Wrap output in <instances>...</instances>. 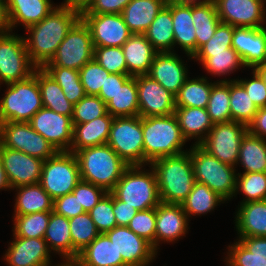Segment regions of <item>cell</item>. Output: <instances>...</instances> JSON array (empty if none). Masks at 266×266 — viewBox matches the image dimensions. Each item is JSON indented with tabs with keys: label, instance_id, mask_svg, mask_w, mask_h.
Returning a JSON list of instances; mask_svg holds the SVG:
<instances>
[{
	"label": "cell",
	"instance_id": "1",
	"mask_svg": "<svg viewBox=\"0 0 266 266\" xmlns=\"http://www.w3.org/2000/svg\"><path fill=\"white\" fill-rule=\"evenodd\" d=\"M81 18L80 7L61 3L39 23L26 29V50L37 68H43L54 57L69 30Z\"/></svg>",
	"mask_w": 266,
	"mask_h": 266
},
{
	"label": "cell",
	"instance_id": "2",
	"mask_svg": "<svg viewBox=\"0 0 266 266\" xmlns=\"http://www.w3.org/2000/svg\"><path fill=\"white\" fill-rule=\"evenodd\" d=\"M149 165L156 175L161 202L181 204L196 182L190 153L158 158Z\"/></svg>",
	"mask_w": 266,
	"mask_h": 266
},
{
	"label": "cell",
	"instance_id": "3",
	"mask_svg": "<svg viewBox=\"0 0 266 266\" xmlns=\"http://www.w3.org/2000/svg\"><path fill=\"white\" fill-rule=\"evenodd\" d=\"M82 181L111 192L129 166L108 145L86 147L74 153Z\"/></svg>",
	"mask_w": 266,
	"mask_h": 266
},
{
	"label": "cell",
	"instance_id": "4",
	"mask_svg": "<svg viewBox=\"0 0 266 266\" xmlns=\"http://www.w3.org/2000/svg\"><path fill=\"white\" fill-rule=\"evenodd\" d=\"M144 166L155 159L176 156L183 150L187 140L183 137L174 114L157 117H142Z\"/></svg>",
	"mask_w": 266,
	"mask_h": 266
},
{
	"label": "cell",
	"instance_id": "5",
	"mask_svg": "<svg viewBox=\"0 0 266 266\" xmlns=\"http://www.w3.org/2000/svg\"><path fill=\"white\" fill-rule=\"evenodd\" d=\"M142 165L128 166L111 193L137 211L155 208L161 203L154 170Z\"/></svg>",
	"mask_w": 266,
	"mask_h": 266
},
{
	"label": "cell",
	"instance_id": "6",
	"mask_svg": "<svg viewBox=\"0 0 266 266\" xmlns=\"http://www.w3.org/2000/svg\"><path fill=\"white\" fill-rule=\"evenodd\" d=\"M191 147L188 152L190 153L195 180L206 184L225 201L233 198L237 179L235 167L222 163L200 145L193 144Z\"/></svg>",
	"mask_w": 266,
	"mask_h": 266
},
{
	"label": "cell",
	"instance_id": "7",
	"mask_svg": "<svg viewBox=\"0 0 266 266\" xmlns=\"http://www.w3.org/2000/svg\"><path fill=\"white\" fill-rule=\"evenodd\" d=\"M6 85V93L0 100V123L28 122L43 107L36 76L32 74Z\"/></svg>",
	"mask_w": 266,
	"mask_h": 266
},
{
	"label": "cell",
	"instance_id": "8",
	"mask_svg": "<svg viewBox=\"0 0 266 266\" xmlns=\"http://www.w3.org/2000/svg\"><path fill=\"white\" fill-rule=\"evenodd\" d=\"M80 180L75 154L69 151H58L53 157L44 161L39 183L54 200L72 193Z\"/></svg>",
	"mask_w": 266,
	"mask_h": 266
},
{
	"label": "cell",
	"instance_id": "9",
	"mask_svg": "<svg viewBox=\"0 0 266 266\" xmlns=\"http://www.w3.org/2000/svg\"><path fill=\"white\" fill-rule=\"evenodd\" d=\"M107 144L129 166H144L142 117H115Z\"/></svg>",
	"mask_w": 266,
	"mask_h": 266
},
{
	"label": "cell",
	"instance_id": "10",
	"mask_svg": "<svg viewBox=\"0 0 266 266\" xmlns=\"http://www.w3.org/2000/svg\"><path fill=\"white\" fill-rule=\"evenodd\" d=\"M94 58V46L88 25L80 18L60 43L54 57L45 66L80 70Z\"/></svg>",
	"mask_w": 266,
	"mask_h": 266
},
{
	"label": "cell",
	"instance_id": "11",
	"mask_svg": "<svg viewBox=\"0 0 266 266\" xmlns=\"http://www.w3.org/2000/svg\"><path fill=\"white\" fill-rule=\"evenodd\" d=\"M12 33L0 34V85L25 80L37 68L28 55L24 38Z\"/></svg>",
	"mask_w": 266,
	"mask_h": 266
},
{
	"label": "cell",
	"instance_id": "12",
	"mask_svg": "<svg viewBox=\"0 0 266 266\" xmlns=\"http://www.w3.org/2000/svg\"><path fill=\"white\" fill-rule=\"evenodd\" d=\"M0 144L3 147L21 151L43 161L53 157L58 152L28 122L0 123Z\"/></svg>",
	"mask_w": 266,
	"mask_h": 266
},
{
	"label": "cell",
	"instance_id": "13",
	"mask_svg": "<svg viewBox=\"0 0 266 266\" xmlns=\"http://www.w3.org/2000/svg\"><path fill=\"white\" fill-rule=\"evenodd\" d=\"M247 132V125L240 122L215 123L199 145L222 163L236 168L241 141Z\"/></svg>",
	"mask_w": 266,
	"mask_h": 266
},
{
	"label": "cell",
	"instance_id": "14",
	"mask_svg": "<svg viewBox=\"0 0 266 266\" xmlns=\"http://www.w3.org/2000/svg\"><path fill=\"white\" fill-rule=\"evenodd\" d=\"M57 151H69L73 141V124L69 116L42 107L28 121Z\"/></svg>",
	"mask_w": 266,
	"mask_h": 266
},
{
	"label": "cell",
	"instance_id": "15",
	"mask_svg": "<svg viewBox=\"0 0 266 266\" xmlns=\"http://www.w3.org/2000/svg\"><path fill=\"white\" fill-rule=\"evenodd\" d=\"M222 23L234 27L263 28L266 8L263 0H215Z\"/></svg>",
	"mask_w": 266,
	"mask_h": 266
},
{
	"label": "cell",
	"instance_id": "16",
	"mask_svg": "<svg viewBox=\"0 0 266 266\" xmlns=\"http://www.w3.org/2000/svg\"><path fill=\"white\" fill-rule=\"evenodd\" d=\"M140 117L167 116L175 112V96L149 75H137Z\"/></svg>",
	"mask_w": 266,
	"mask_h": 266
},
{
	"label": "cell",
	"instance_id": "17",
	"mask_svg": "<svg viewBox=\"0 0 266 266\" xmlns=\"http://www.w3.org/2000/svg\"><path fill=\"white\" fill-rule=\"evenodd\" d=\"M88 25L94 47H122L132 33L121 14H81Z\"/></svg>",
	"mask_w": 266,
	"mask_h": 266
},
{
	"label": "cell",
	"instance_id": "18",
	"mask_svg": "<svg viewBox=\"0 0 266 266\" xmlns=\"http://www.w3.org/2000/svg\"><path fill=\"white\" fill-rule=\"evenodd\" d=\"M105 234L128 266H148L157 255L148 241L127 226H116Z\"/></svg>",
	"mask_w": 266,
	"mask_h": 266
},
{
	"label": "cell",
	"instance_id": "19",
	"mask_svg": "<svg viewBox=\"0 0 266 266\" xmlns=\"http://www.w3.org/2000/svg\"><path fill=\"white\" fill-rule=\"evenodd\" d=\"M0 155L11 189L40 182L43 160L1 144Z\"/></svg>",
	"mask_w": 266,
	"mask_h": 266
},
{
	"label": "cell",
	"instance_id": "20",
	"mask_svg": "<svg viewBox=\"0 0 266 266\" xmlns=\"http://www.w3.org/2000/svg\"><path fill=\"white\" fill-rule=\"evenodd\" d=\"M14 240L4 253L9 266H51V252L44 238H23L13 234Z\"/></svg>",
	"mask_w": 266,
	"mask_h": 266
},
{
	"label": "cell",
	"instance_id": "21",
	"mask_svg": "<svg viewBox=\"0 0 266 266\" xmlns=\"http://www.w3.org/2000/svg\"><path fill=\"white\" fill-rule=\"evenodd\" d=\"M232 48L239 54L243 65L254 68L266 62V27H234Z\"/></svg>",
	"mask_w": 266,
	"mask_h": 266
},
{
	"label": "cell",
	"instance_id": "22",
	"mask_svg": "<svg viewBox=\"0 0 266 266\" xmlns=\"http://www.w3.org/2000/svg\"><path fill=\"white\" fill-rule=\"evenodd\" d=\"M189 221L181 204L161 202L156 206L155 251L160 242H174L185 236Z\"/></svg>",
	"mask_w": 266,
	"mask_h": 266
},
{
	"label": "cell",
	"instance_id": "23",
	"mask_svg": "<svg viewBox=\"0 0 266 266\" xmlns=\"http://www.w3.org/2000/svg\"><path fill=\"white\" fill-rule=\"evenodd\" d=\"M184 65L176 52L157 53L147 75L176 96L184 82L190 78Z\"/></svg>",
	"mask_w": 266,
	"mask_h": 266
},
{
	"label": "cell",
	"instance_id": "24",
	"mask_svg": "<svg viewBox=\"0 0 266 266\" xmlns=\"http://www.w3.org/2000/svg\"><path fill=\"white\" fill-rule=\"evenodd\" d=\"M122 50L130 76L148 74L158 53L144 34H132L123 44Z\"/></svg>",
	"mask_w": 266,
	"mask_h": 266
},
{
	"label": "cell",
	"instance_id": "25",
	"mask_svg": "<svg viewBox=\"0 0 266 266\" xmlns=\"http://www.w3.org/2000/svg\"><path fill=\"white\" fill-rule=\"evenodd\" d=\"M173 19L174 47L178 44L189 59L196 53V34L192 20V5L166 2Z\"/></svg>",
	"mask_w": 266,
	"mask_h": 266
},
{
	"label": "cell",
	"instance_id": "26",
	"mask_svg": "<svg viewBox=\"0 0 266 266\" xmlns=\"http://www.w3.org/2000/svg\"><path fill=\"white\" fill-rule=\"evenodd\" d=\"M114 117L109 113L83 124H73V141L70 152L86 147L107 144Z\"/></svg>",
	"mask_w": 266,
	"mask_h": 266
},
{
	"label": "cell",
	"instance_id": "27",
	"mask_svg": "<svg viewBox=\"0 0 266 266\" xmlns=\"http://www.w3.org/2000/svg\"><path fill=\"white\" fill-rule=\"evenodd\" d=\"M80 266H128L105 233H100L78 254Z\"/></svg>",
	"mask_w": 266,
	"mask_h": 266
},
{
	"label": "cell",
	"instance_id": "28",
	"mask_svg": "<svg viewBox=\"0 0 266 266\" xmlns=\"http://www.w3.org/2000/svg\"><path fill=\"white\" fill-rule=\"evenodd\" d=\"M6 6L12 31L18 24L27 29L39 23L57 7L51 0H9Z\"/></svg>",
	"mask_w": 266,
	"mask_h": 266
},
{
	"label": "cell",
	"instance_id": "29",
	"mask_svg": "<svg viewBox=\"0 0 266 266\" xmlns=\"http://www.w3.org/2000/svg\"><path fill=\"white\" fill-rule=\"evenodd\" d=\"M235 217L239 237H266V200L240 203Z\"/></svg>",
	"mask_w": 266,
	"mask_h": 266
},
{
	"label": "cell",
	"instance_id": "30",
	"mask_svg": "<svg viewBox=\"0 0 266 266\" xmlns=\"http://www.w3.org/2000/svg\"><path fill=\"white\" fill-rule=\"evenodd\" d=\"M167 0H131L121 15L132 34H144Z\"/></svg>",
	"mask_w": 266,
	"mask_h": 266
},
{
	"label": "cell",
	"instance_id": "31",
	"mask_svg": "<svg viewBox=\"0 0 266 266\" xmlns=\"http://www.w3.org/2000/svg\"><path fill=\"white\" fill-rule=\"evenodd\" d=\"M174 115L183 137L187 141L194 138L197 140L194 144L197 145L206 138L214 125L206 108L176 107Z\"/></svg>",
	"mask_w": 266,
	"mask_h": 266
},
{
	"label": "cell",
	"instance_id": "32",
	"mask_svg": "<svg viewBox=\"0 0 266 266\" xmlns=\"http://www.w3.org/2000/svg\"><path fill=\"white\" fill-rule=\"evenodd\" d=\"M33 74L38 80L43 107L72 119L74 105L65 97L60 85L43 68H36Z\"/></svg>",
	"mask_w": 266,
	"mask_h": 266
},
{
	"label": "cell",
	"instance_id": "33",
	"mask_svg": "<svg viewBox=\"0 0 266 266\" xmlns=\"http://www.w3.org/2000/svg\"><path fill=\"white\" fill-rule=\"evenodd\" d=\"M15 198V215L53 211V199L40 183L18 186Z\"/></svg>",
	"mask_w": 266,
	"mask_h": 266
},
{
	"label": "cell",
	"instance_id": "34",
	"mask_svg": "<svg viewBox=\"0 0 266 266\" xmlns=\"http://www.w3.org/2000/svg\"><path fill=\"white\" fill-rule=\"evenodd\" d=\"M49 251L52 250L65 260H72V239L69 220L51 211L50 220L44 234Z\"/></svg>",
	"mask_w": 266,
	"mask_h": 266
},
{
	"label": "cell",
	"instance_id": "35",
	"mask_svg": "<svg viewBox=\"0 0 266 266\" xmlns=\"http://www.w3.org/2000/svg\"><path fill=\"white\" fill-rule=\"evenodd\" d=\"M172 22L171 11L164 6L144 33L147 40L158 53L174 52V32Z\"/></svg>",
	"mask_w": 266,
	"mask_h": 266
},
{
	"label": "cell",
	"instance_id": "36",
	"mask_svg": "<svg viewBox=\"0 0 266 266\" xmlns=\"http://www.w3.org/2000/svg\"><path fill=\"white\" fill-rule=\"evenodd\" d=\"M243 166V173H266V140L246 133L241 141L238 165Z\"/></svg>",
	"mask_w": 266,
	"mask_h": 266
},
{
	"label": "cell",
	"instance_id": "37",
	"mask_svg": "<svg viewBox=\"0 0 266 266\" xmlns=\"http://www.w3.org/2000/svg\"><path fill=\"white\" fill-rule=\"evenodd\" d=\"M106 105L107 112L114 118L139 115L136 76H131L122 86H119L113 98Z\"/></svg>",
	"mask_w": 266,
	"mask_h": 266
},
{
	"label": "cell",
	"instance_id": "38",
	"mask_svg": "<svg viewBox=\"0 0 266 266\" xmlns=\"http://www.w3.org/2000/svg\"><path fill=\"white\" fill-rule=\"evenodd\" d=\"M192 59L198 60L207 73L215 76L230 75L240 67H245L239 54L231 47L219 53H195Z\"/></svg>",
	"mask_w": 266,
	"mask_h": 266
},
{
	"label": "cell",
	"instance_id": "39",
	"mask_svg": "<svg viewBox=\"0 0 266 266\" xmlns=\"http://www.w3.org/2000/svg\"><path fill=\"white\" fill-rule=\"evenodd\" d=\"M216 82L209 83L203 76L187 79L175 96V106L207 108L212 86Z\"/></svg>",
	"mask_w": 266,
	"mask_h": 266
},
{
	"label": "cell",
	"instance_id": "40",
	"mask_svg": "<svg viewBox=\"0 0 266 266\" xmlns=\"http://www.w3.org/2000/svg\"><path fill=\"white\" fill-rule=\"evenodd\" d=\"M226 201L206 184L195 182L187 198L181 203L188 218L194 215L207 214Z\"/></svg>",
	"mask_w": 266,
	"mask_h": 266
},
{
	"label": "cell",
	"instance_id": "41",
	"mask_svg": "<svg viewBox=\"0 0 266 266\" xmlns=\"http://www.w3.org/2000/svg\"><path fill=\"white\" fill-rule=\"evenodd\" d=\"M192 20L196 34V52L214 35L221 23L214 3L192 5Z\"/></svg>",
	"mask_w": 266,
	"mask_h": 266
},
{
	"label": "cell",
	"instance_id": "42",
	"mask_svg": "<svg viewBox=\"0 0 266 266\" xmlns=\"http://www.w3.org/2000/svg\"><path fill=\"white\" fill-rule=\"evenodd\" d=\"M206 109L213 124L231 121L229 79L217 80L212 86Z\"/></svg>",
	"mask_w": 266,
	"mask_h": 266
},
{
	"label": "cell",
	"instance_id": "43",
	"mask_svg": "<svg viewBox=\"0 0 266 266\" xmlns=\"http://www.w3.org/2000/svg\"><path fill=\"white\" fill-rule=\"evenodd\" d=\"M68 220L72 239V260H76L79 252L89 245L100 233L89 212Z\"/></svg>",
	"mask_w": 266,
	"mask_h": 266
},
{
	"label": "cell",
	"instance_id": "44",
	"mask_svg": "<svg viewBox=\"0 0 266 266\" xmlns=\"http://www.w3.org/2000/svg\"><path fill=\"white\" fill-rule=\"evenodd\" d=\"M230 111L231 121L247 126L258 112L244 87L235 79H230Z\"/></svg>",
	"mask_w": 266,
	"mask_h": 266
},
{
	"label": "cell",
	"instance_id": "45",
	"mask_svg": "<svg viewBox=\"0 0 266 266\" xmlns=\"http://www.w3.org/2000/svg\"><path fill=\"white\" fill-rule=\"evenodd\" d=\"M43 69L60 85L71 104L75 105L86 95L79 70L60 66H44Z\"/></svg>",
	"mask_w": 266,
	"mask_h": 266
},
{
	"label": "cell",
	"instance_id": "46",
	"mask_svg": "<svg viewBox=\"0 0 266 266\" xmlns=\"http://www.w3.org/2000/svg\"><path fill=\"white\" fill-rule=\"evenodd\" d=\"M51 211L14 215L13 234L23 238H44Z\"/></svg>",
	"mask_w": 266,
	"mask_h": 266
},
{
	"label": "cell",
	"instance_id": "47",
	"mask_svg": "<svg viewBox=\"0 0 266 266\" xmlns=\"http://www.w3.org/2000/svg\"><path fill=\"white\" fill-rule=\"evenodd\" d=\"M239 191L245 195L240 203L266 200V173H237L234 197Z\"/></svg>",
	"mask_w": 266,
	"mask_h": 266
},
{
	"label": "cell",
	"instance_id": "48",
	"mask_svg": "<svg viewBox=\"0 0 266 266\" xmlns=\"http://www.w3.org/2000/svg\"><path fill=\"white\" fill-rule=\"evenodd\" d=\"M107 113V105L100 97L85 95L74 105L72 124H83Z\"/></svg>",
	"mask_w": 266,
	"mask_h": 266
},
{
	"label": "cell",
	"instance_id": "49",
	"mask_svg": "<svg viewBox=\"0 0 266 266\" xmlns=\"http://www.w3.org/2000/svg\"><path fill=\"white\" fill-rule=\"evenodd\" d=\"M94 58L109 73L128 75L122 47H94Z\"/></svg>",
	"mask_w": 266,
	"mask_h": 266
},
{
	"label": "cell",
	"instance_id": "50",
	"mask_svg": "<svg viewBox=\"0 0 266 266\" xmlns=\"http://www.w3.org/2000/svg\"><path fill=\"white\" fill-rule=\"evenodd\" d=\"M80 80L86 95L98 96L101 87L104 86L106 77L110 74L95 58L86 63L80 70Z\"/></svg>",
	"mask_w": 266,
	"mask_h": 266
},
{
	"label": "cell",
	"instance_id": "51",
	"mask_svg": "<svg viewBox=\"0 0 266 266\" xmlns=\"http://www.w3.org/2000/svg\"><path fill=\"white\" fill-rule=\"evenodd\" d=\"M89 214L99 233H106L116 227L117 223L113 212V194L107 192L89 211Z\"/></svg>",
	"mask_w": 266,
	"mask_h": 266
},
{
	"label": "cell",
	"instance_id": "52",
	"mask_svg": "<svg viewBox=\"0 0 266 266\" xmlns=\"http://www.w3.org/2000/svg\"><path fill=\"white\" fill-rule=\"evenodd\" d=\"M127 227L148 241L155 250L156 207L138 211Z\"/></svg>",
	"mask_w": 266,
	"mask_h": 266
},
{
	"label": "cell",
	"instance_id": "53",
	"mask_svg": "<svg viewBox=\"0 0 266 266\" xmlns=\"http://www.w3.org/2000/svg\"><path fill=\"white\" fill-rule=\"evenodd\" d=\"M234 26L220 23L212 38L203 44L196 53H219L225 52L232 47V36Z\"/></svg>",
	"mask_w": 266,
	"mask_h": 266
},
{
	"label": "cell",
	"instance_id": "54",
	"mask_svg": "<svg viewBox=\"0 0 266 266\" xmlns=\"http://www.w3.org/2000/svg\"><path fill=\"white\" fill-rule=\"evenodd\" d=\"M226 266H266V259L255 257L239 240L228 246Z\"/></svg>",
	"mask_w": 266,
	"mask_h": 266
},
{
	"label": "cell",
	"instance_id": "55",
	"mask_svg": "<svg viewBox=\"0 0 266 266\" xmlns=\"http://www.w3.org/2000/svg\"><path fill=\"white\" fill-rule=\"evenodd\" d=\"M72 193L77 197L85 212H89L107 193L103 188L80 180Z\"/></svg>",
	"mask_w": 266,
	"mask_h": 266
},
{
	"label": "cell",
	"instance_id": "56",
	"mask_svg": "<svg viewBox=\"0 0 266 266\" xmlns=\"http://www.w3.org/2000/svg\"><path fill=\"white\" fill-rule=\"evenodd\" d=\"M131 0H88L80 7L81 14H121Z\"/></svg>",
	"mask_w": 266,
	"mask_h": 266
},
{
	"label": "cell",
	"instance_id": "57",
	"mask_svg": "<svg viewBox=\"0 0 266 266\" xmlns=\"http://www.w3.org/2000/svg\"><path fill=\"white\" fill-rule=\"evenodd\" d=\"M252 79H235L246 90L251 100L255 103L257 108L266 107V85L260 76L253 70Z\"/></svg>",
	"mask_w": 266,
	"mask_h": 266
},
{
	"label": "cell",
	"instance_id": "58",
	"mask_svg": "<svg viewBox=\"0 0 266 266\" xmlns=\"http://www.w3.org/2000/svg\"><path fill=\"white\" fill-rule=\"evenodd\" d=\"M53 212L67 219L85 213L82 205L73 193L60 196L53 200Z\"/></svg>",
	"mask_w": 266,
	"mask_h": 266
},
{
	"label": "cell",
	"instance_id": "59",
	"mask_svg": "<svg viewBox=\"0 0 266 266\" xmlns=\"http://www.w3.org/2000/svg\"><path fill=\"white\" fill-rule=\"evenodd\" d=\"M131 76L127 74H113L110 73L106 77L104 86L101 87L98 97H100L106 104L113 98L119 86H122Z\"/></svg>",
	"mask_w": 266,
	"mask_h": 266
},
{
	"label": "cell",
	"instance_id": "60",
	"mask_svg": "<svg viewBox=\"0 0 266 266\" xmlns=\"http://www.w3.org/2000/svg\"><path fill=\"white\" fill-rule=\"evenodd\" d=\"M113 212L115 214L117 226H128L131 219L138 212L134 207H130L126 202L118 200L113 195Z\"/></svg>",
	"mask_w": 266,
	"mask_h": 266
},
{
	"label": "cell",
	"instance_id": "61",
	"mask_svg": "<svg viewBox=\"0 0 266 266\" xmlns=\"http://www.w3.org/2000/svg\"><path fill=\"white\" fill-rule=\"evenodd\" d=\"M239 240L255 257L266 259V237H238Z\"/></svg>",
	"mask_w": 266,
	"mask_h": 266
},
{
	"label": "cell",
	"instance_id": "62",
	"mask_svg": "<svg viewBox=\"0 0 266 266\" xmlns=\"http://www.w3.org/2000/svg\"><path fill=\"white\" fill-rule=\"evenodd\" d=\"M247 128L250 134L266 140V107L258 109Z\"/></svg>",
	"mask_w": 266,
	"mask_h": 266
},
{
	"label": "cell",
	"instance_id": "63",
	"mask_svg": "<svg viewBox=\"0 0 266 266\" xmlns=\"http://www.w3.org/2000/svg\"><path fill=\"white\" fill-rule=\"evenodd\" d=\"M10 22L8 18L7 6L0 2V34L11 32Z\"/></svg>",
	"mask_w": 266,
	"mask_h": 266
},
{
	"label": "cell",
	"instance_id": "64",
	"mask_svg": "<svg viewBox=\"0 0 266 266\" xmlns=\"http://www.w3.org/2000/svg\"><path fill=\"white\" fill-rule=\"evenodd\" d=\"M7 191L11 189L10 183L8 181L6 172L4 170V166H3V162H2V158L0 155V190H5Z\"/></svg>",
	"mask_w": 266,
	"mask_h": 266
},
{
	"label": "cell",
	"instance_id": "65",
	"mask_svg": "<svg viewBox=\"0 0 266 266\" xmlns=\"http://www.w3.org/2000/svg\"><path fill=\"white\" fill-rule=\"evenodd\" d=\"M168 3H175L178 5H200L214 3L215 0H167Z\"/></svg>",
	"mask_w": 266,
	"mask_h": 266
},
{
	"label": "cell",
	"instance_id": "66",
	"mask_svg": "<svg viewBox=\"0 0 266 266\" xmlns=\"http://www.w3.org/2000/svg\"><path fill=\"white\" fill-rule=\"evenodd\" d=\"M252 70H254L260 76L266 85V62L258 64Z\"/></svg>",
	"mask_w": 266,
	"mask_h": 266
},
{
	"label": "cell",
	"instance_id": "67",
	"mask_svg": "<svg viewBox=\"0 0 266 266\" xmlns=\"http://www.w3.org/2000/svg\"><path fill=\"white\" fill-rule=\"evenodd\" d=\"M88 0H65L64 4L82 7Z\"/></svg>",
	"mask_w": 266,
	"mask_h": 266
},
{
	"label": "cell",
	"instance_id": "68",
	"mask_svg": "<svg viewBox=\"0 0 266 266\" xmlns=\"http://www.w3.org/2000/svg\"><path fill=\"white\" fill-rule=\"evenodd\" d=\"M62 263H58V265L56 264V266H80L75 260H64V262Z\"/></svg>",
	"mask_w": 266,
	"mask_h": 266
},
{
	"label": "cell",
	"instance_id": "69",
	"mask_svg": "<svg viewBox=\"0 0 266 266\" xmlns=\"http://www.w3.org/2000/svg\"><path fill=\"white\" fill-rule=\"evenodd\" d=\"M8 1H9V0H0V2H3V3H5V4H7Z\"/></svg>",
	"mask_w": 266,
	"mask_h": 266
}]
</instances>
